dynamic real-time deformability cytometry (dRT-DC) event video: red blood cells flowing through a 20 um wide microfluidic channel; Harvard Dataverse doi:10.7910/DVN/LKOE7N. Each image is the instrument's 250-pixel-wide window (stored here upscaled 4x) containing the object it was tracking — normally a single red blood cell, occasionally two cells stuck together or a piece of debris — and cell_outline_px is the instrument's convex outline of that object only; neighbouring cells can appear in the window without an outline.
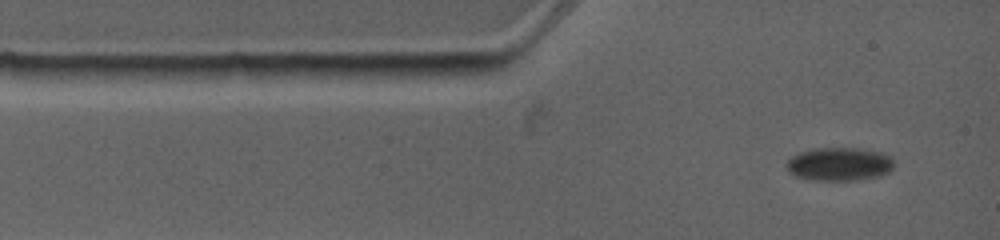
{"species": "common noctule bat (a hibernating species)", "species_latin": "Nyctalus noctula", "temperature_condition": "warm", "stored_images_in_passage": 13, "camera_frame_rate_fps": 4500, "um_per_image_px": 0.085, "animal": {"sex": "female", "body_mass_g": 19.0, "forearm_length_mm": 53.3}, "frame": {"image": 1, "passage_image": 1, "time_ms": 0.0, "image_size_px": [1000, 240], "cell_outline_px": [[892, 168], [888, 172], [876, 176], [856, 180], [812, 180], [796, 176], [788, 172], [784, 164], [792, 156], [800, 152], [816, 148], [856, 148], [880, 152], [888, 156], [892, 160]], "centroid_in_image_um": [71.27, 13.95], "position_along_channel_um": 13.7, "area_um2": 20.69}}
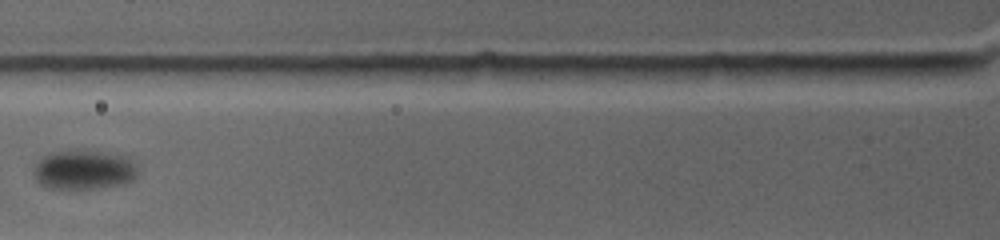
{"frame": {"image": 2, "passage_image": 6, "time_ms": 4.0, "image_size_px": [1000, 240], "cell_outline_px": [[136, 176], [132, 180], [120, 184], [96, 188], [44, 188], [36, 180], [36, 164], [40, 156], [48, 152], [76, 148], [128, 156], [136, 168]], "centroid_in_image_um": [7.08, 14.39], "position_along_channel_um": 118.7, "area_um2": 24.1}}
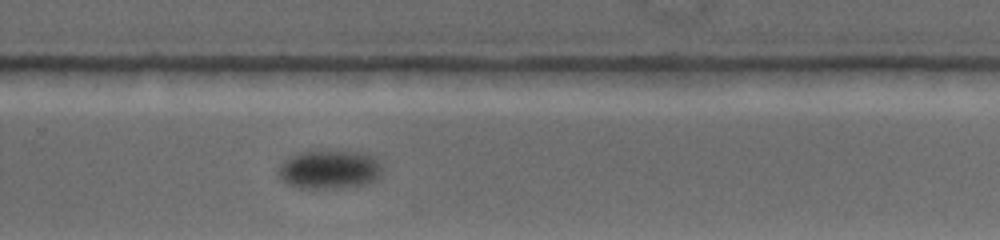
{"frame": {"image": 3, "passage_image": 13, "time_ms": 9.556, "image_size_px": [1000, 240], "cell_outline_px": [[380, 176], [376, 180], [368, 184], [332, 188], [300, 188], [288, 184], [280, 180], [276, 172], [292, 156], [300, 152], [332, 148], [372, 152], [380, 156]], "centroid_in_image_um": [28.1, 14.34], "position_along_channel_um": 301.7, "area_um2": 24.45}}